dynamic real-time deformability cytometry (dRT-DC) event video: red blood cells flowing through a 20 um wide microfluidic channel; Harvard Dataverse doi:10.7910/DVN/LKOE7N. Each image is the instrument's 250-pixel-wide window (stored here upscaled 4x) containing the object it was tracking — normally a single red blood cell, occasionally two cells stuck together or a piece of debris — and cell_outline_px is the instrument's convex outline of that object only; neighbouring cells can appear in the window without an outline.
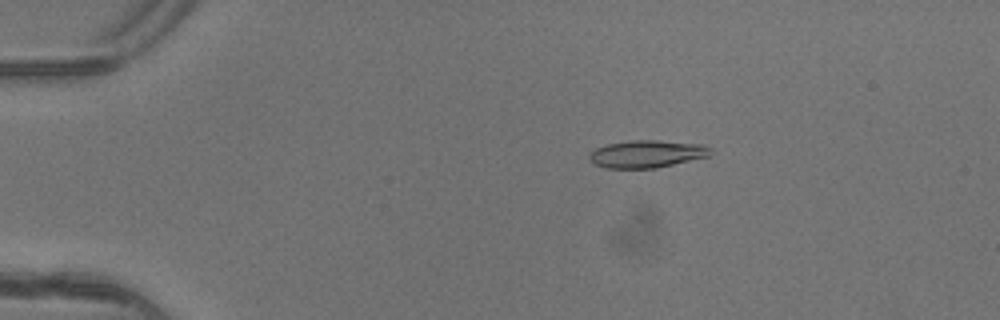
{"species": "common noctule bat (a hibernating species)", "species_latin": "Nyctalus noctula", "temperature_condition": "warm", "stored_images_in_passage": 7, "camera_frame_rate_fps": 3000, "um_per_image_px": 0.085, "animal": {"sex": "female"}, "frame": {"image": 1, "passage_image": 3, "time_ms": 0.667, "image_size_px": [1000, 320], "cell_outline_px": [[712, 152], [708, 156], [656, 168], [608, 168], [596, 164], [588, 160], [588, 156], [596, 148], [608, 144], [632, 140], [656, 140], [704, 144], [712, 148]], "centroid_in_image_um": [55.0, 13.08], "position_along_channel_um": 30.0, "area_um2": 19.31}}
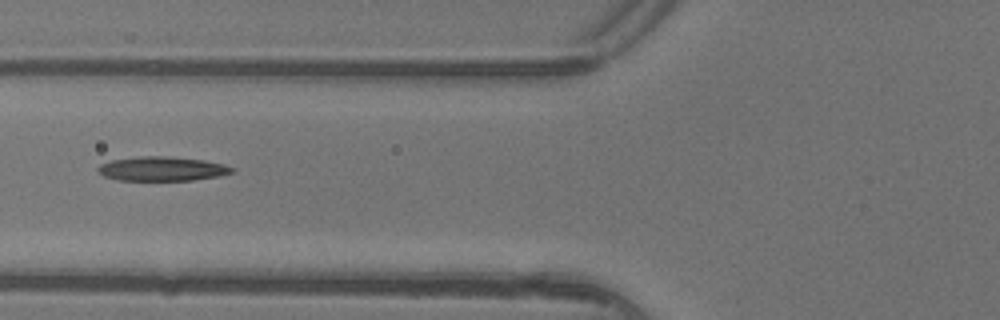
{"frame": {"image": 2, "passage_image": 6, "time_ms": 1.667, "image_size_px": [1000, 320], "cell_outline_px": [[236, 168], [232, 172], [220, 176], [192, 180], [120, 180], [104, 176], [96, 172], [96, 168], [100, 164], [112, 160], [140, 156], [160, 156], [204, 160], [224, 164]], "centroid_in_image_um": [13.76, 14.35], "position_along_channel_um": 112.0, "area_um2": 18.9}}
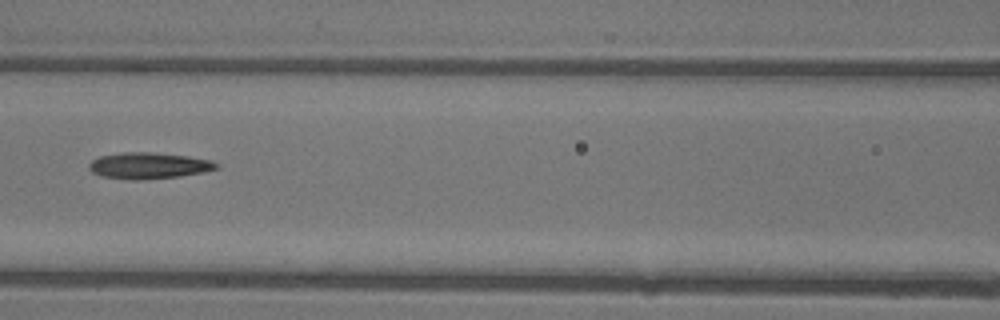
{"frame": {"image": 3, "passage_image": 7, "time_ms": 2.0, "image_size_px": [1000, 320], "cell_outline_px": [[220, 164], [216, 168], [200, 172], [180, 176], [136, 180], [132, 180], [100, 176], [92, 172], [88, 168], [88, 164], [92, 160], [100, 156], [124, 152], [152, 152], [188, 156], [212, 160]], "centroid_in_image_um": [12.6, 14.07], "position_along_channel_um": 154.0, "area_um2": 19.42}}